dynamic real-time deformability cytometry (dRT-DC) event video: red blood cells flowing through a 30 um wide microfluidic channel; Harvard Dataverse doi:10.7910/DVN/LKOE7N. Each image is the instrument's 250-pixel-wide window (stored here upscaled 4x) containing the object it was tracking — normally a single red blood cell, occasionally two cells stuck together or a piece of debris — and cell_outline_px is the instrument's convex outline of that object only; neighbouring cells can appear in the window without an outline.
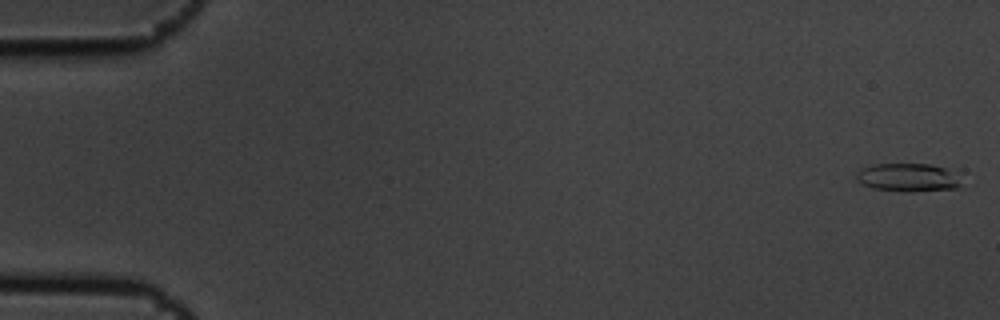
{"species": "common noctule bat (a hibernating species)", "species_latin": "Nyctalus noctula", "temperature_condition": "cold", "stored_images_in_passage": 5, "camera_frame_rate_fps": 3000, "um_per_image_px": 0.085, "animal": {"sex": "male", "body_mass_g": 19.5, "forearm_length_mm": 54.6}, "frame": {"image": 1, "passage_image": 1, "time_ms": 0.0, "image_size_px": [1000, 320], "cell_outline_px": [[964, 184], [960, 188], [908, 192], [872, 188], [860, 184], [856, 180], [856, 172], [860, 168], [872, 164], [928, 164], [944, 168], [956, 172]], "centroid_in_image_um": [77.19, 15.09], "position_along_channel_um": 7.8, "area_um2": 17.69}}